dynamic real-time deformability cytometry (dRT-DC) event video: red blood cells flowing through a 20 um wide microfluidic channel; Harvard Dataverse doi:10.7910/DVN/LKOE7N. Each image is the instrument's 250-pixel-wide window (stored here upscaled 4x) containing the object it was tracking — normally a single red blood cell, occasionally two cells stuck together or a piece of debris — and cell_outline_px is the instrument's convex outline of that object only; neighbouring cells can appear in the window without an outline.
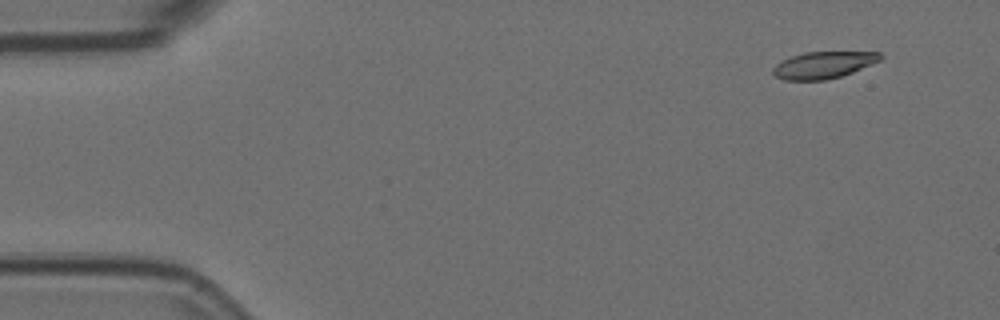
{"species": "Egyptian fruit bat (a non-hibernating species)", "species_latin": "Rousettus aegyptiacus", "temperature_condition": "room temperature", "stored_images_in_passage": 15, "camera_frame_rate_fps": 3000, "um_per_image_px": 0.085, "animal": {"sex": "female"}, "frame": {"image": 1, "passage_image": 4, "time_ms": 1.0, "image_size_px": [1000, 320], "cell_outline_px": [[884, 56], [880, 60], [852, 72], [840, 76], [824, 80], [784, 80], [776, 76], [772, 72], [772, 68], [776, 64], [792, 56], [804, 52], [880, 52]], "centroid_in_image_um": [69.98, 5.52], "position_along_channel_um": 15.0, "area_um2": 16.59}}